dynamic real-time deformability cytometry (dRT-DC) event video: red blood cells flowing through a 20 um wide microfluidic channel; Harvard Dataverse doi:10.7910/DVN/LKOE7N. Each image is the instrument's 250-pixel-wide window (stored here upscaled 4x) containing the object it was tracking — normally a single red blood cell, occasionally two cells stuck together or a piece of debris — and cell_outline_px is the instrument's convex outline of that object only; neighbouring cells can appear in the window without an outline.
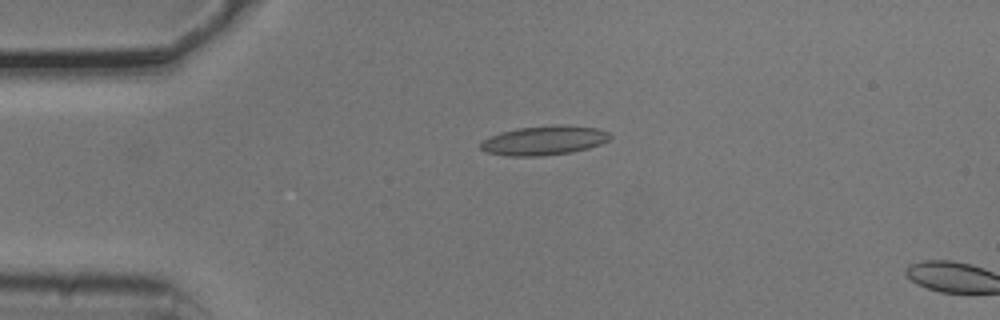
{"species": "common noctule bat (a hibernating species)", "species_latin": "Nyctalus noctula", "temperature_condition": "cold", "stored_images_in_passage": 4, "camera_frame_rate_fps": 3000, "um_per_image_px": 0.085, "animal": {"sex": "male", "body_mass_g": 20.5, "forearm_length_mm": 52.5}, "frame": {"image": 1, "passage_image": 3, "time_ms": 0.667, "image_size_px": [1000, 320], "cell_outline_px": [[612, 136], [608, 140], [600, 144], [588, 148], [572, 152], [544, 156], [508, 156], [488, 152], [480, 148], [480, 144], [484, 140], [500, 132], [516, 128], [556, 124], [564, 124], [600, 128], [608, 132]], "centroid_in_image_um": [46.29, 11.92], "position_along_channel_um": 38.7, "area_um2": 22.25}}